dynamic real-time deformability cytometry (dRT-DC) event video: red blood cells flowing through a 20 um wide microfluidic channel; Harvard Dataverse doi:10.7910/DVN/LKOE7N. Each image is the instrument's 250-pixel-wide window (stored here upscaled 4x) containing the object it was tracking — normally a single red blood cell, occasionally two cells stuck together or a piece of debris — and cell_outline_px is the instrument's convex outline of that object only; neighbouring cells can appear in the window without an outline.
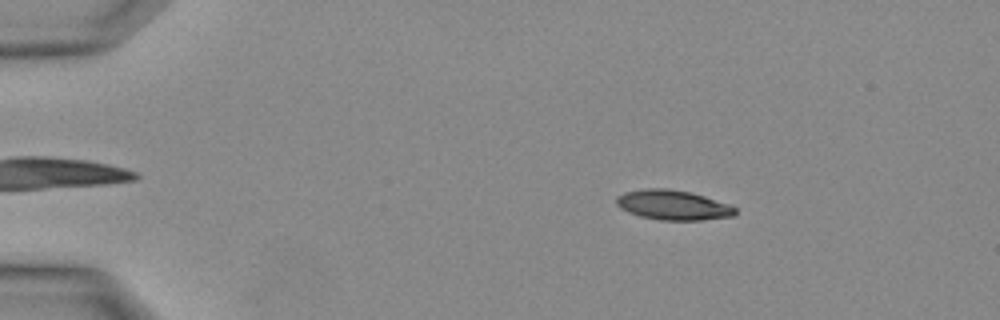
{"species": "Egyptian fruit bat (a non-hibernating species)", "species_latin": "Rousettus aegyptiacus", "temperature_condition": "warm", "stored_images_in_passage": 18, "camera_frame_rate_fps": 3000, "um_per_image_px": 0.085, "animal": {"sex": "female"}, "frame": {"image": 1, "passage_image": 5, "time_ms": 1.333, "image_size_px": [1000, 320], "cell_outline_px": [[736, 212], [732, 216], [700, 220], [660, 220], [640, 216], [628, 212], [620, 208], [616, 204], [616, 196], [624, 192], [644, 188], [668, 188], [688, 192], [704, 196], [728, 204], [736, 208]], "centroid_in_image_um": [57.15, 17.42], "position_along_channel_um": 27.8, "area_um2": 20.58}}
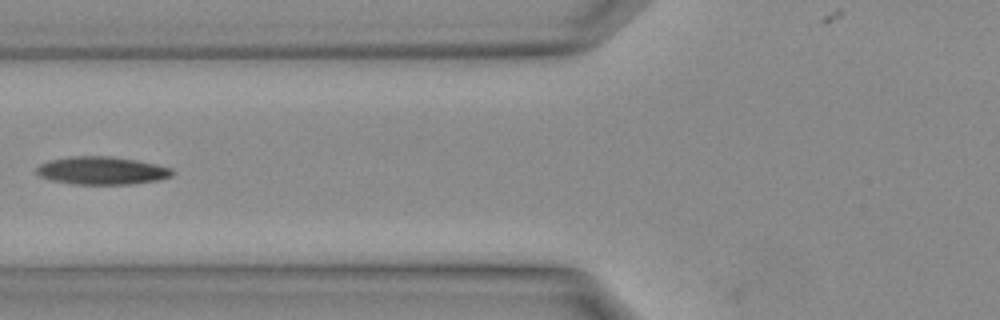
{"frame": {"image": 2, "passage_image": 13, "time_ms": 4.0, "image_size_px": [1000, 320], "cell_outline_px": [[176, 172], [172, 176], [156, 180], [132, 184], [72, 184], [52, 180], [40, 176], [36, 172], [36, 168], [40, 164], [52, 160], [72, 156], [108, 156], [136, 160], [156, 164], [172, 168]], "centroid_in_image_um": [8.68, 14.5], "position_along_channel_um": 117.1, "area_um2": 21.96}}
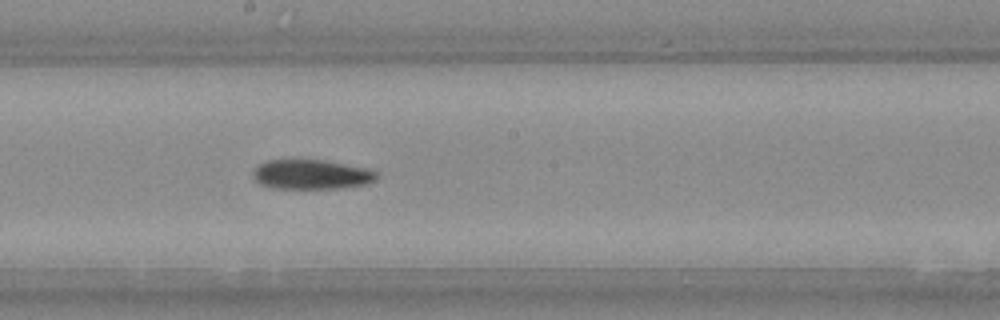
{"frame": {"image": 3, "passage_image": 18, "time_ms": 5.667, "image_size_px": [1000, 320], "cell_outline_px": [[376, 176], [372, 180], [364, 184], [340, 188], [272, 188], [260, 184], [252, 176], [252, 172], [260, 164], [268, 160], [324, 160], [364, 168], [376, 172]], "centroid_in_image_um": [26.39, 14.83], "position_along_channel_um": 221.8, "area_um2": 20.87}}